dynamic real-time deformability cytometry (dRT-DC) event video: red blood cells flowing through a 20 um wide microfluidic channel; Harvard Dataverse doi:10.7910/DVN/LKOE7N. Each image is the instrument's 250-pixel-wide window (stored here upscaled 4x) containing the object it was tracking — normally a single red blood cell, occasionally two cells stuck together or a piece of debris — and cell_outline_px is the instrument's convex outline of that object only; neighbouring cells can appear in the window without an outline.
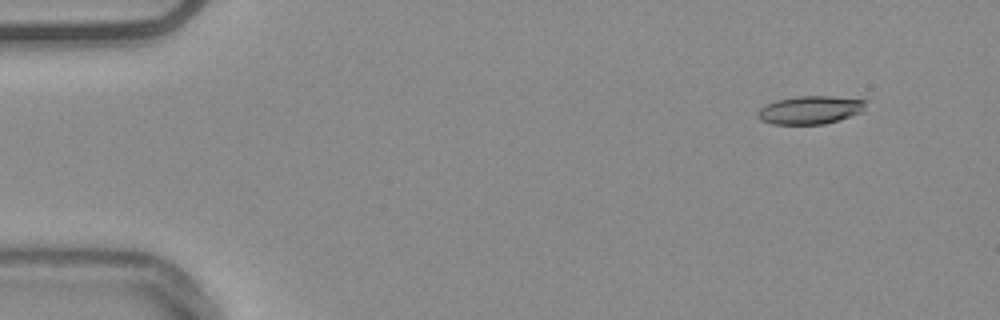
{"species": "common noctule bat (a hibernating species)", "species_latin": "Nyctalus noctula", "temperature_condition": "warm", "stored_images_in_passage": 52, "camera_frame_rate_fps": 3000, "um_per_image_px": 0.085, "animal": {"sex": "male", "body_mass_g": 20.4}, "frame": {"image": 1, "passage_image": 3, "time_ms": 0.667, "image_size_px": [1000, 320], "cell_outline_px": [[868, 100], [864, 112], [840, 120], [824, 124], [772, 124], [760, 120], [756, 116], [756, 112], [760, 108], [776, 100], [796, 96], [832, 96]], "centroid_in_image_um": [68.9, 9.35], "position_along_channel_um": 16.1, "area_um2": 18.03}}
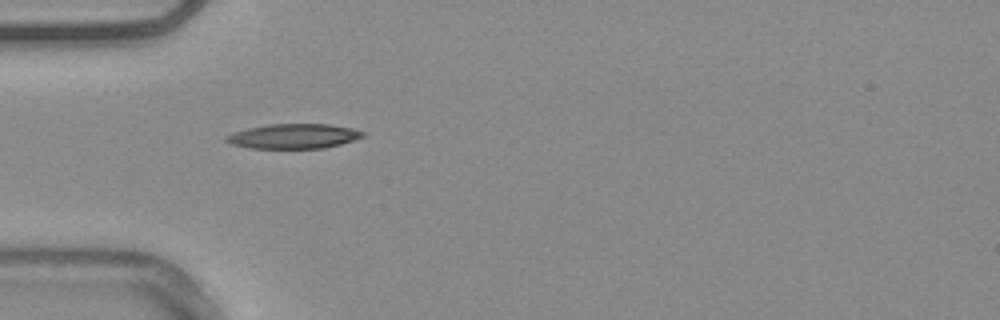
{"frame": {"image": 2, "passage_image": 15, "time_ms": 4.667, "image_size_px": [1000, 320], "cell_outline_px": [[364, 136], [340, 144], [324, 148], [248, 148], [232, 144], [224, 140], [224, 136], [248, 128], [268, 124], [332, 124], [352, 128], [364, 132]], "centroid_in_image_um": [24.95, 11.57], "position_along_channel_um": 60.1, "area_um2": 19.59}}
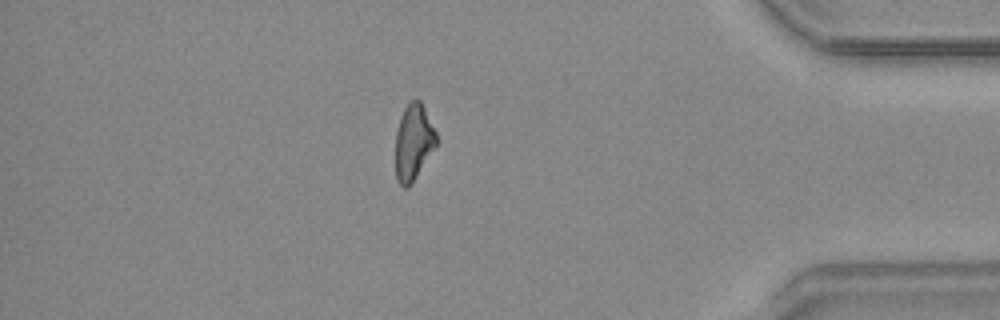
{"frame": {"image": 3, "passage_image": 45, "time_ms": 14.667, "image_size_px": [1000, 320], "cell_outline_px": [[436, 144], [412, 184], [408, 188], [404, 188], [396, 180], [396, 132], [400, 116], [404, 108], [412, 100], [420, 100], [436, 132]], "centroid_in_image_um": [35.12, 12.11], "position_along_channel_um": 400.1, "area_um2": 17.86}, "authors_computed_cell_mechanics": {"area_um2": 18.6983, "velocity_mm_per_s": 3.783, "shape_relaxation_time_tau1_ms": 5.9748, "shape_relaxation_time_tau2_ms": 8.0987, "deformation_change_tau1": 0.1501, "deformation_change_tau2": 0.2141}}